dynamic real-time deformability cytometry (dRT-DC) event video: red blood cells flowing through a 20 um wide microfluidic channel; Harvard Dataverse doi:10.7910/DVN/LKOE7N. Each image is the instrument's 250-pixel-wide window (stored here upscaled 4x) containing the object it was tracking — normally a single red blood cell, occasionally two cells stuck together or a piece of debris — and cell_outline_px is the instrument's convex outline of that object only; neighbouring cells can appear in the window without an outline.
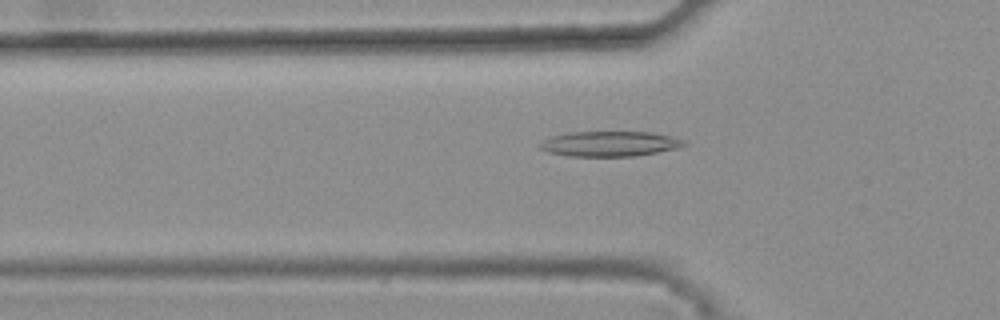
{"species": "common noctule bat (a hibernating species)", "species_latin": "Nyctalus noctula", "temperature_condition": "warm", "stored_images_in_passage": 35, "camera_frame_rate_fps": 3000, "um_per_image_px": 0.085, "animal": {"sex": "female", "body_mass_g": 25.1}, "frame": {"image": 1, "passage_image": 5, "time_ms": 1.333, "image_size_px": [1000, 320], "cell_outline_px": [[688, 144], [676, 148], [636, 156], [568, 156], [548, 152], [540, 148], [536, 144], [552, 136], [568, 132], [652, 132], [672, 136], [688, 140]], "centroid_in_image_um": [51.84, 12.22], "position_along_channel_um": 74.0, "area_um2": 21.27}}
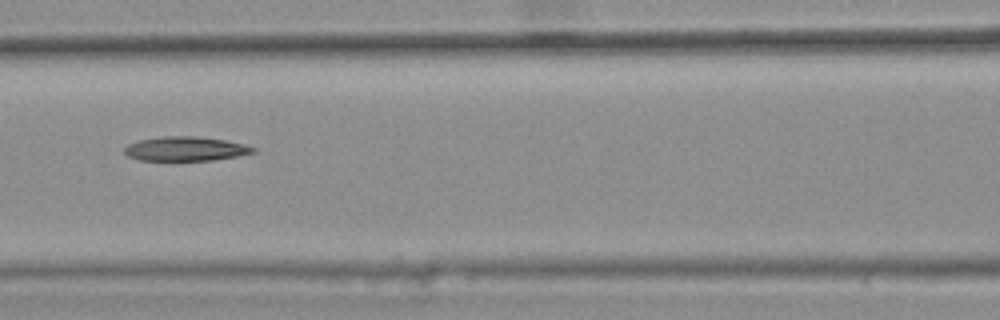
{"frame": {"image": 2, "passage_image": 11, "time_ms": 3.333, "image_size_px": [1000, 320], "cell_outline_px": [[256, 152], [236, 156], [212, 160], [140, 160], [128, 156], [124, 152], [124, 148], [128, 144], [140, 140], [160, 136], [196, 136], [224, 140], [244, 144], [256, 148]], "centroid_in_image_um": [15.76, 12.64], "position_along_channel_um": 150.8, "area_um2": 18.09}}
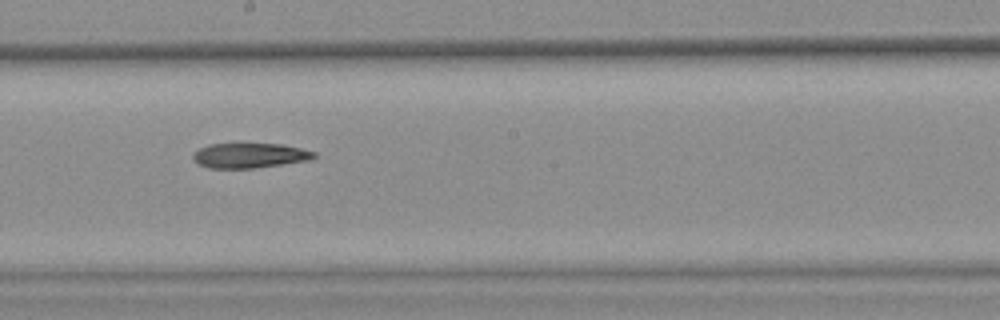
{"frame": {"image": 3, "passage_image": 17, "time_ms": 5.333, "image_size_px": [1000, 320], "cell_outline_px": [[316, 156], [308, 160], [252, 168], [208, 168], [196, 164], [192, 156], [200, 148], [208, 144], [240, 140], [284, 144], [316, 152]], "centroid_in_image_um": [21.16, 13.15], "position_along_channel_um": 227.0, "area_um2": 18.5}}